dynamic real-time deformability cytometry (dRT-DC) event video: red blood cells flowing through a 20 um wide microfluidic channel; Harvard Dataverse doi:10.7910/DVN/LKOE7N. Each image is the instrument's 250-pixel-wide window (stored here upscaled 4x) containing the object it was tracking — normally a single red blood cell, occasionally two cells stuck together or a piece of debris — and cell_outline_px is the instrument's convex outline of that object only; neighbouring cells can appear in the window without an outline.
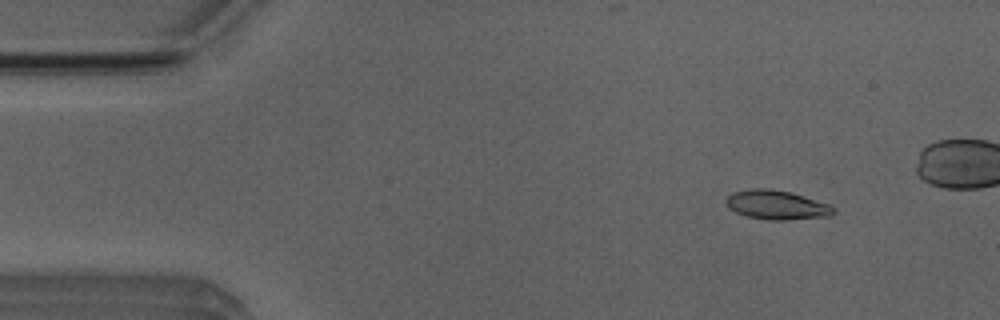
{"species": "Egyptian fruit bat (a non-hibernating species)", "species_latin": "Rousettus aegyptiacus", "temperature_condition": "room temperature", "stored_images_in_passage": 4, "camera_frame_rate_fps": 3000, "um_per_image_px": 0.085, "animal": {"sex": "male"}, "frame": {"image": 1, "passage_image": 1, "time_ms": 0.0, "image_size_px": [1000, 320], "cell_outline_px": [[836, 212], [828, 216], [784, 220], [768, 220], [748, 216], [736, 212], [728, 208], [724, 204], [724, 200], [732, 192], [752, 188], [768, 188], [792, 192], [828, 204], [836, 208]], "centroid_in_image_um": [65.98, 17.41], "position_along_channel_um": 19.0, "area_um2": 18.38}}